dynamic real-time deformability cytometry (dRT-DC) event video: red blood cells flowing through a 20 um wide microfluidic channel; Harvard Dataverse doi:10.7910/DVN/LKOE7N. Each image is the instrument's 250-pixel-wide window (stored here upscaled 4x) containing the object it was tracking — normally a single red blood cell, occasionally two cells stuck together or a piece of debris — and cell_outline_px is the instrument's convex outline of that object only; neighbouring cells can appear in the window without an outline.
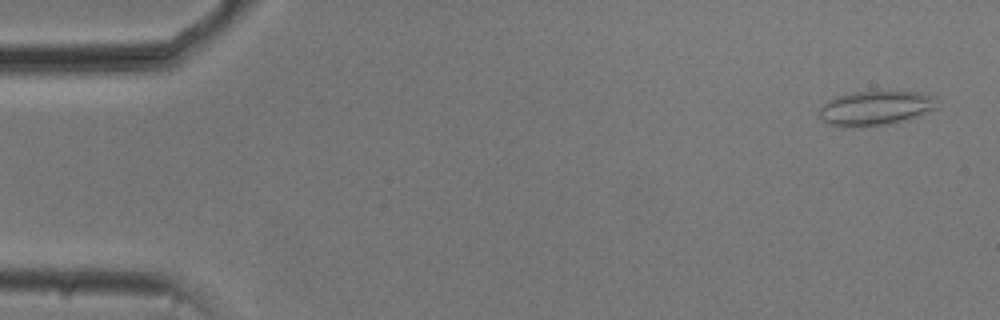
{"species": "common noctule bat (a hibernating species)", "species_latin": "Nyctalus noctula", "temperature_condition": "cold", "stored_images_in_passage": 53, "camera_frame_rate_fps": 3000, "um_per_image_px": 0.085, "animal": {"sex": "male", "body_mass_g": 20.5, "forearm_length_mm": 52.5}, "frame": {"image": 1, "passage_image": 2, "time_ms": 0.333, "image_size_px": [1000, 320], "cell_outline_px": [[940, 100], [936, 108], [916, 116], [904, 120], [888, 124], [852, 128], [832, 124], [820, 120], [816, 116], [820, 108], [828, 100], [836, 96], [852, 92], [920, 92], [936, 96]], "centroid_in_image_um": [74.4, 9.19], "position_along_channel_um": 10.6, "area_um2": 23.81}}
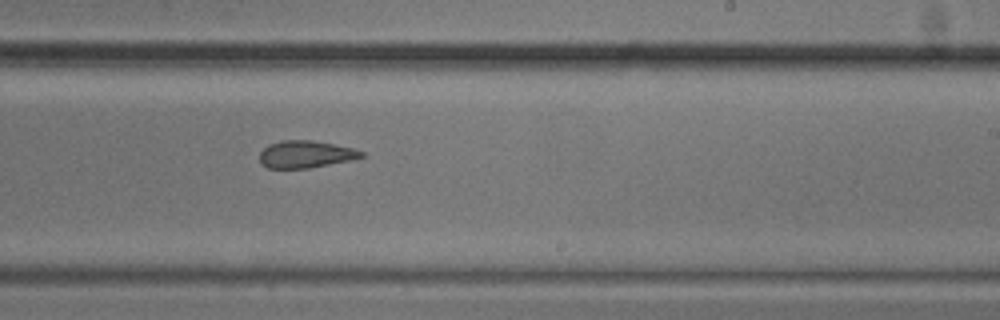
{"frame": {"image": 2, "passage_image": 32, "time_ms": 10.333, "image_size_px": [1000, 320], "cell_outline_px": [[364, 156], [352, 160], [308, 168], [268, 168], [260, 164], [260, 152], [268, 144], [280, 140], [312, 140], [352, 148], [364, 152]], "centroid_in_image_um": [25.95, 13.11], "position_along_channel_um": 263.1, "area_um2": 16.13}}
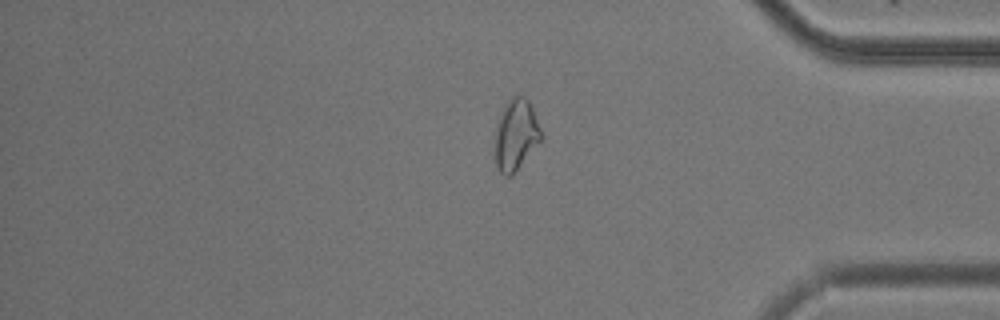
{"frame": {"image": 3, "passage_image": 44, "time_ms": 14.333, "image_size_px": [1000, 320], "cell_outline_px": [[544, 136], [512, 176], [504, 176], [500, 172], [496, 164], [496, 124], [504, 104], [512, 96], [520, 92], [528, 100], [532, 108]], "centroid_in_image_um": [43.86, 11.42], "position_along_channel_um": 391.3, "area_um2": 19.19}, "authors_computed_cell_mechanics": {"area_um2": 18.7272, "velocity_mm_per_s": 3.756, "shape_relaxation_time_tau1_ms": null, "shape_relaxation_time_tau2_ms": 2.4693, "deformation_change_tau1": null, "deformation_change_tau2": 0.0935}}